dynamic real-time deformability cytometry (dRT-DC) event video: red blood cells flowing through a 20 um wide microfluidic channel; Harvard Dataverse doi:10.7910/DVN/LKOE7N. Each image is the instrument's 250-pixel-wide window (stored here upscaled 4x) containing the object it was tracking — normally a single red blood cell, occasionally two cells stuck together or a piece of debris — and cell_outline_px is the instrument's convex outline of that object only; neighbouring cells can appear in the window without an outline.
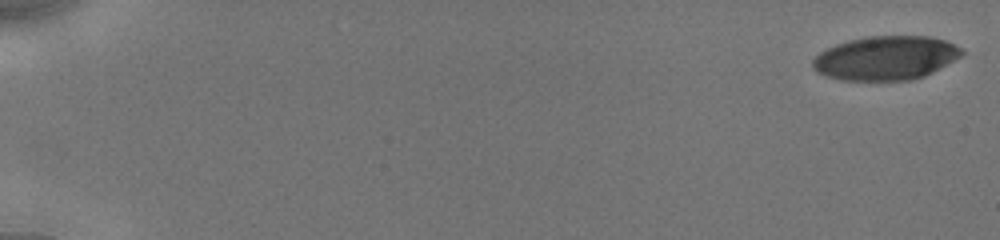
{"species": "human", "species_latin": "Homo sapiens", "temperature_condition": "cold", "stored_images_in_passage": 27, "camera_frame_rate_fps": 3000, "um_per_image_px": 0.085, "donor": {"sex": "male"}, "frame": {"image": 1, "passage_image": 1, "time_ms": 0.0, "image_size_px": [1000, 240], "cell_outline_px": [[964, 52], [960, 56], [924, 76], [912, 80], [840, 80], [816, 72], [812, 68], [812, 60], [820, 52], [836, 44], [848, 40], [868, 36], [928, 36], [944, 40], [960, 48]], "centroid_in_image_um": [75.24, 4.93], "position_along_channel_um": 9.8, "area_um2": 37.86}}
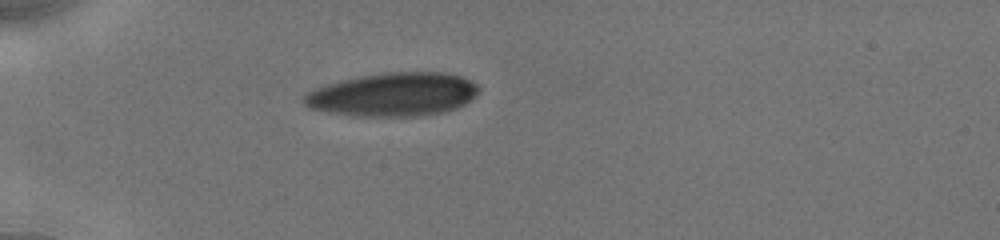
{"frame": {"image": 2, "passage_image": 18, "time_ms": 5.333, "image_size_px": [1000, 240], "cell_outline_px": [[480, 92], [476, 96], [464, 104], [456, 108], [444, 112], [416, 116], [352, 116], [328, 112], [308, 108], [300, 100], [304, 92], [340, 80], [360, 76], [384, 72], [444, 72], [460, 76], [476, 84], [480, 88]], "centroid_in_image_um": [33.38, 8.03], "position_along_channel_um": 51.6, "area_um2": 44.68}}
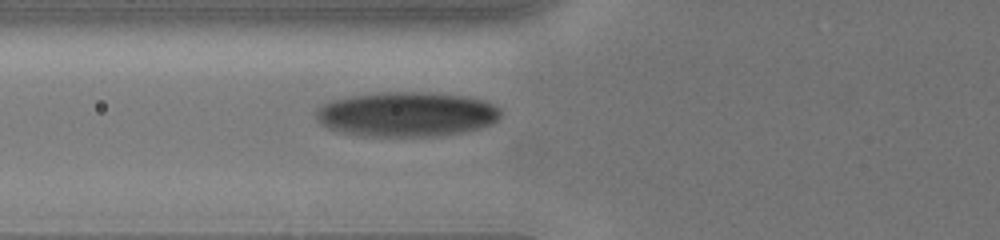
{"frame": {"image": 3, "passage_image": 25, "time_ms": 7.0, "image_size_px": [1000, 240], "cell_outline_px": [[500, 116], [492, 124], [480, 128], [460, 132], [428, 136], [364, 136], [344, 132], [328, 128], [320, 124], [316, 120], [316, 108], [332, 100], [352, 96], [380, 92], [420, 92], [464, 96], [480, 100], [492, 104], [500, 108]], "centroid_in_image_um": [34.53, 9.71], "position_along_channel_um": 91.3, "area_um2": 47.74}}